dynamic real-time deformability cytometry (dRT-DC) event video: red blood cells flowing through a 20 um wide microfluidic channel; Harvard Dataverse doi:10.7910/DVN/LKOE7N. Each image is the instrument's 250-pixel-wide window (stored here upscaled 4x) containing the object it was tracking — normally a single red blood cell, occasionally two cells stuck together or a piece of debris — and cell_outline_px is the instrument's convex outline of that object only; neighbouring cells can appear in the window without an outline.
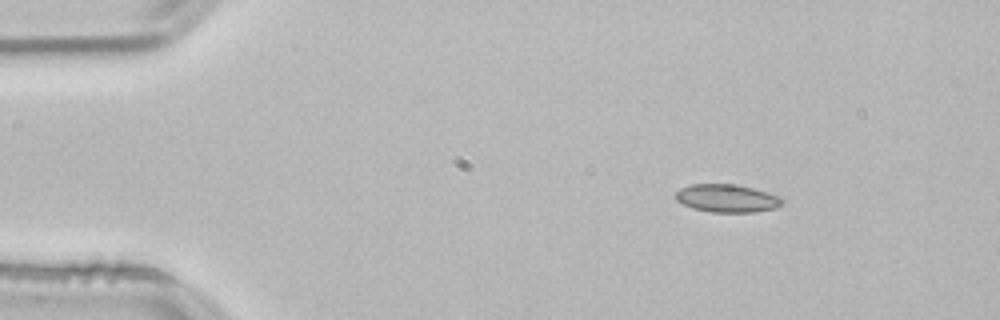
{"species": "common noctule bat (a hibernating species)", "species_latin": "Nyctalus noctula", "temperature_condition": "room temperature", "stored_images_in_passage": 47, "camera_frame_rate_fps": 3000, "um_per_image_px": 0.085, "animal": {"sex": "male", "body_mass_g": 21.5, "forearm_length_mm": 52.0}, "frame": {"image": 1, "passage_image": 1, "time_ms": 0.0, "image_size_px": [1000, 320], "cell_outline_px": [[784, 200], [776, 208], [756, 212], [712, 212], [692, 208], [676, 200], [676, 192], [680, 188], [692, 184], [732, 184], [752, 188], [780, 196]], "centroid_in_image_um": [61.79, 16.86], "position_along_channel_um": 23.2, "area_um2": 17.22}}
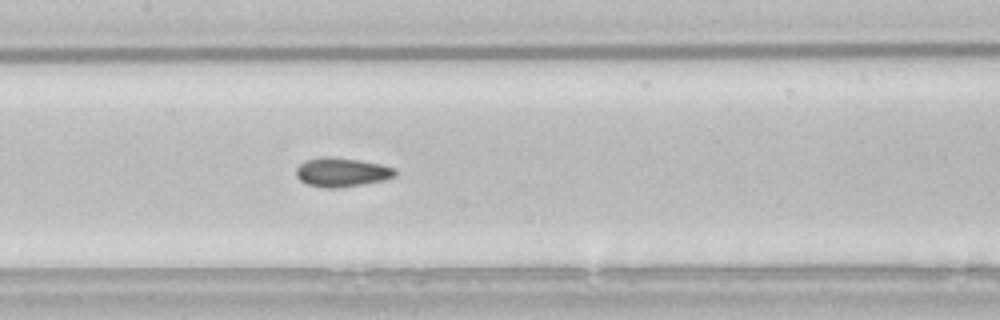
{"frame": {"image": 2, "passage_image": 19, "time_ms": 6.0, "image_size_px": [1000, 320], "cell_outline_px": [[396, 176], [384, 180], [336, 188], [324, 188], [308, 184], [300, 180], [296, 176], [296, 168], [304, 160], [324, 156], [328, 156], [360, 160], [380, 164], [396, 168]], "centroid_in_image_um": [29.04, 14.63], "position_along_channel_um": 178.4, "area_um2": 16.76}}
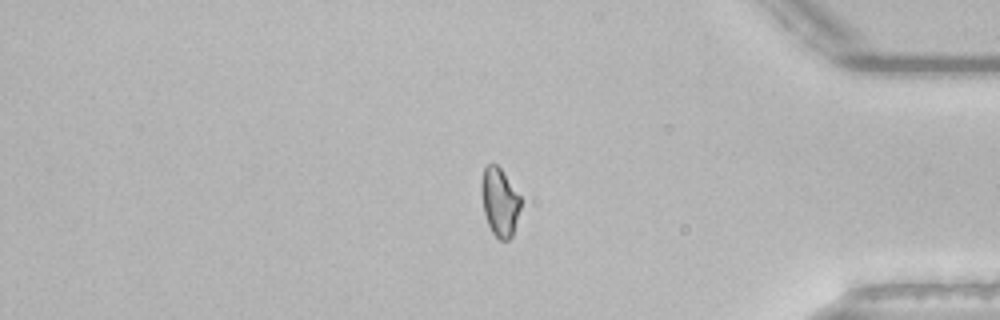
{"frame": {"image": 3, "passage_image": 38, "time_ms": 12.333, "image_size_px": [1000, 320], "cell_outline_px": [[520, 208], [512, 236], [508, 240], [500, 240], [492, 232], [488, 224], [484, 212], [480, 192], [480, 184], [484, 168], [488, 164], [496, 164], [500, 168], [520, 196]], "centroid_in_image_um": [42.45, 17.16], "position_along_channel_um": 392.8, "area_um2": 15.49}, "authors_computed_cell_mechanics": {"area_um2": 16.2996, "velocity_mm_per_s": 3.818, "shape_relaxation_time_tau1_ms": null, "shape_relaxation_time_tau2_ms": 1.6208, "deformation_change_tau1": null, "deformation_change_tau2": 0.0536}}